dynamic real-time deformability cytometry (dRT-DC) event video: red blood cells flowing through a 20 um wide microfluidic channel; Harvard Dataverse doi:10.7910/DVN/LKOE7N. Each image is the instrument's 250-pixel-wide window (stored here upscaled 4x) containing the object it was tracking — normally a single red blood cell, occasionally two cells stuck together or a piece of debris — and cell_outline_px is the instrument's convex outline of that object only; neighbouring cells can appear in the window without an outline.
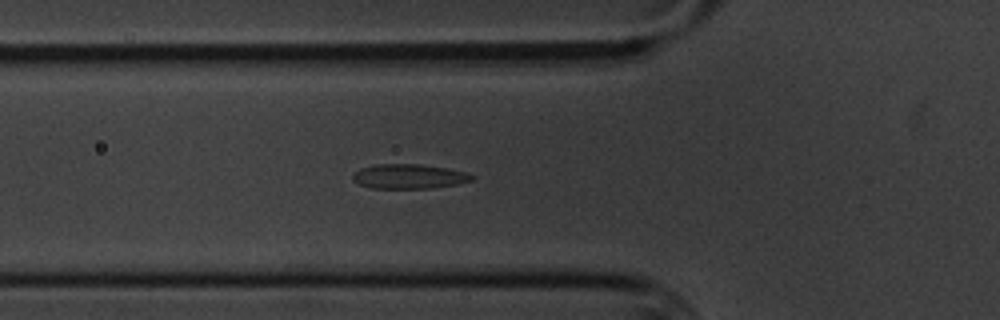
{"species": "common noctule bat (a hibernating species)", "species_latin": "Nyctalus noctula", "temperature_condition": "cold", "stored_images_in_passage": 5, "camera_frame_rate_fps": 3000, "um_per_image_px": 0.085, "animal": {"sex": "male", "body_mass_g": 20.1, "forearm_length_mm": 53.5}, "frame": {"image": 1, "passage_image": 5, "time_ms": 4.667, "image_size_px": [1000, 320], "cell_outline_px": [[476, 176], [472, 180], [456, 184], [432, 188], [372, 188], [360, 184], [352, 180], [352, 176], [360, 168], [376, 164], [420, 164], [448, 168], [464, 172]], "centroid_in_image_um": [34.76, 14.99], "position_along_channel_um": 91.0, "area_um2": 16.99}}